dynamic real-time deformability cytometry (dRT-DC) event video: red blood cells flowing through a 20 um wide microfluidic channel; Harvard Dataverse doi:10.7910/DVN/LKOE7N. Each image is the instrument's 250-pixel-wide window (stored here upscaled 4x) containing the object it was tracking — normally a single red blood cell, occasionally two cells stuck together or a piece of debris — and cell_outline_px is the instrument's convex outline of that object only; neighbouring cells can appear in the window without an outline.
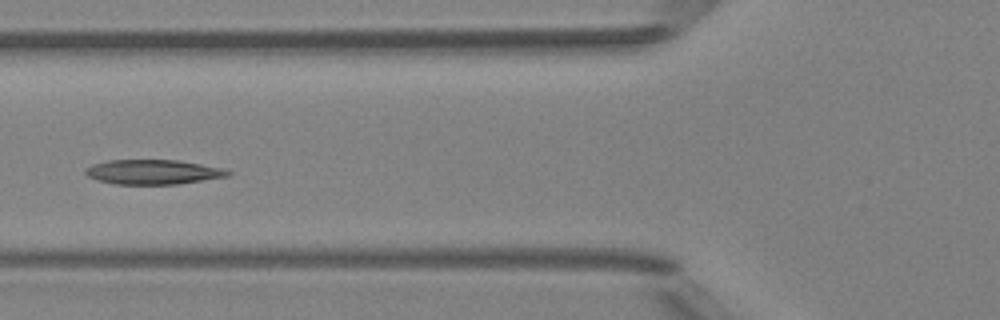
{"species": "Egyptian fruit bat (a non-hibernating species)", "species_latin": "Rousettus aegyptiacus", "temperature_condition": "room temperature", "stored_images_in_passage": 7, "camera_frame_rate_fps": 3000, "um_per_image_px": 0.085, "animal": {"sex": "female"}, "frame": {"image": 1, "passage_image": 6, "time_ms": 6.0, "image_size_px": [1000, 320], "cell_outline_px": [[232, 172], [228, 176], [176, 184], [112, 184], [96, 180], [88, 176], [84, 172], [84, 168], [92, 164], [108, 160], [180, 160], [220, 168]], "centroid_in_image_um": [12.93, 14.61], "position_along_channel_um": 112.9, "area_um2": 20.4}}
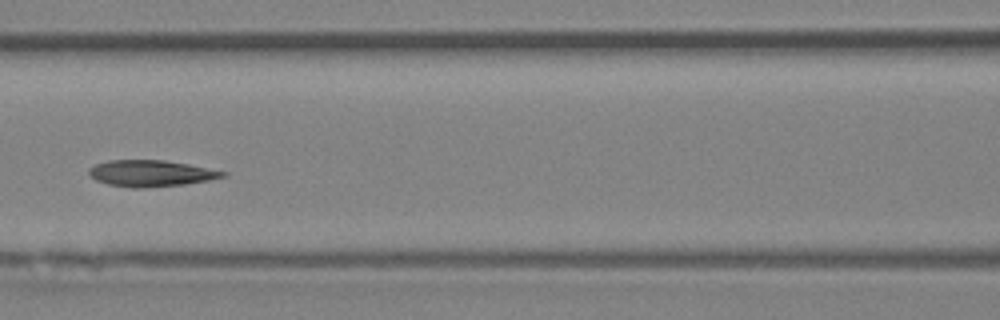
{"frame": {"image": 2, "passage_image": 7, "time_ms": 7.0, "image_size_px": [1000, 320], "cell_outline_px": [[228, 172], [224, 176], [184, 184], [144, 188], [132, 188], [108, 184], [96, 180], [88, 176], [88, 168], [96, 164], [108, 160], [164, 160], [188, 164]], "centroid_in_image_um": [12.75, 14.73], "position_along_channel_um": 153.9, "area_um2": 20.4}}